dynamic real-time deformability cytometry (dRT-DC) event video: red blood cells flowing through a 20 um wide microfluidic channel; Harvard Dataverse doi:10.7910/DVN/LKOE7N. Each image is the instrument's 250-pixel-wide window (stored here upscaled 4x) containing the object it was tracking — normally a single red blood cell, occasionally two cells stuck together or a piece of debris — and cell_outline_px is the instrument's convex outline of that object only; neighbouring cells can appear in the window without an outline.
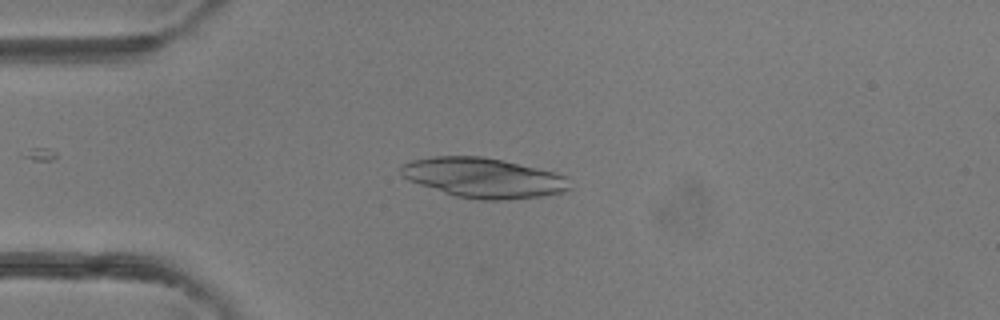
{"species": "common noctule bat (a hibernating species)", "species_latin": "Nyctalus noctula", "temperature_condition": "room temperature", "stored_images_in_passage": 4, "camera_frame_rate_fps": 3000, "um_per_image_px": 0.085, "animal": {"sex": "female"}, "frame": {"image": 1, "passage_image": 3, "time_ms": 2.333, "image_size_px": [1000, 320], "cell_outline_px": [[572, 188], [564, 192], [540, 196], [500, 200], [480, 200], [456, 196], [408, 180], [400, 172], [400, 164], [412, 160], [432, 156], [480, 156], [504, 160], [556, 172], [568, 176]], "centroid_in_image_um": [41.13, 15.1], "position_along_channel_um": 43.9, "area_um2": 39.36}}